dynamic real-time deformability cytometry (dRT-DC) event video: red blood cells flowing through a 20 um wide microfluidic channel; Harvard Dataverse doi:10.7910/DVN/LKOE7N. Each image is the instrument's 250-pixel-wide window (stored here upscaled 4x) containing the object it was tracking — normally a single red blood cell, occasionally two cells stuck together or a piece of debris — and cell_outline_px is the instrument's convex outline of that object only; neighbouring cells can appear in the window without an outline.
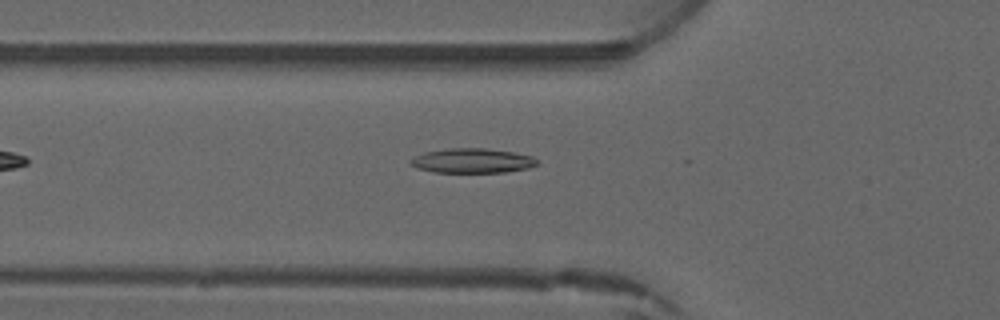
{"species": "common noctule bat (a hibernating species)", "species_latin": "Nyctalus noctula", "temperature_condition": "warm", "stored_images_in_passage": 4, "camera_frame_rate_fps": 3000, "um_per_image_px": 0.085, "animal": {"sex": "male", "forearm_length_mm": 52.5}, "frame": {"image": 1, "passage_image": 4, "time_ms": 3.667, "image_size_px": [1000, 320], "cell_outline_px": [[536, 164], [528, 168], [504, 172], [432, 172], [416, 168], [408, 164], [408, 160], [424, 152], [448, 148], [484, 148], [512, 152], [532, 156], [536, 160]], "centroid_in_image_um": [40.06, 13.66], "position_along_channel_um": 85.7, "area_um2": 18.09}}